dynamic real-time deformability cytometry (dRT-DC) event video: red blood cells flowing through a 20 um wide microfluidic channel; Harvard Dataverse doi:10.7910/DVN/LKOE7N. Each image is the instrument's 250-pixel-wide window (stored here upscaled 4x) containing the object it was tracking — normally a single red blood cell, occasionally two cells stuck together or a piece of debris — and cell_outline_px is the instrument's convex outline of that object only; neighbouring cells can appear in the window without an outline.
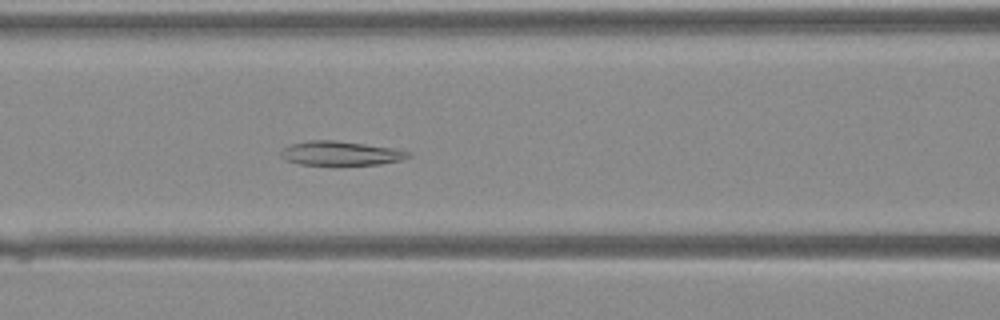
{"species": "Egyptian fruit bat (a non-hibernating species)", "species_latin": "Rousettus aegyptiacus", "temperature_condition": "warm", "stored_images_in_passage": 36, "segment_of_instrument_passage": [1, 2], "camera_frame_rate_fps": 3000, "um_per_image_px": 0.085, "animal": {"sex": "female"}, "frame": {"image": 1, "passage_image": 12, "time_ms": 3.667, "image_size_px": [1000, 320], "cell_outline_px": [[412, 156], [400, 160], [380, 164], [300, 164], [284, 160], [280, 156], [280, 152], [284, 148], [292, 144], [308, 140], [332, 140], [364, 144], [392, 148], [412, 152]], "centroid_in_image_um": [28.94, 13.02], "position_along_channel_um": 137.7, "area_um2": 17.69}}
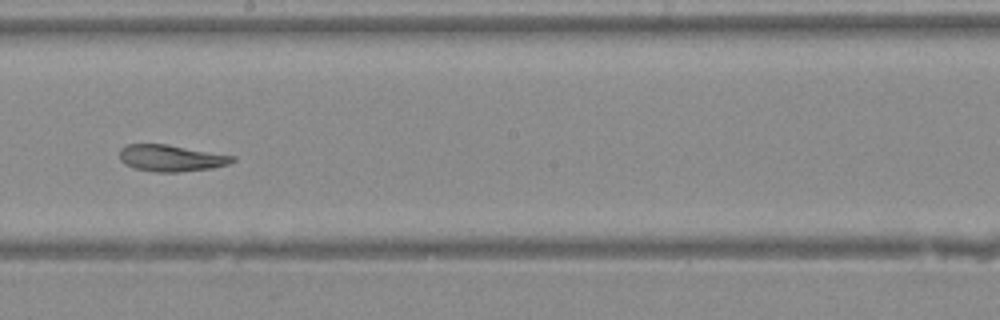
{"frame": {"image": 2, "passage_image": 18, "time_ms": 5.667, "image_size_px": [1000, 320], "cell_outline_px": [[236, 160], [228, 164], [212, 168], [176, 172], [156, 172], [136, 168], [124, 164], [120, 160], [120, 148], [128, 144], [168, 144], [236, 156]], "centroid_in_image_um": [14.55, 13.43], "position_along_channel_um": 233.6, "area_um2": 17.51}}
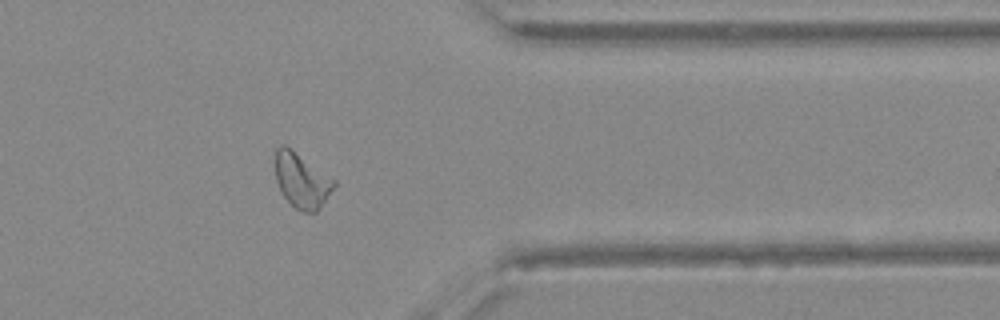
{"frame": {"image": 3, "passage_image": 28, "time_ms": 9.0, "image_size_px": [1000, 320], "cell_outline_px": [[336, 184], [320, 208], [316, 212], [300, 212], [284, 196], [276, 180], [272, 160], [276, 148], [280, 144], [284, 144], [336, 180]], "centroid_in_image_um": [25.6, 15.31], "position_along_channel_um": 385.8, "area_um2": 18.9}}